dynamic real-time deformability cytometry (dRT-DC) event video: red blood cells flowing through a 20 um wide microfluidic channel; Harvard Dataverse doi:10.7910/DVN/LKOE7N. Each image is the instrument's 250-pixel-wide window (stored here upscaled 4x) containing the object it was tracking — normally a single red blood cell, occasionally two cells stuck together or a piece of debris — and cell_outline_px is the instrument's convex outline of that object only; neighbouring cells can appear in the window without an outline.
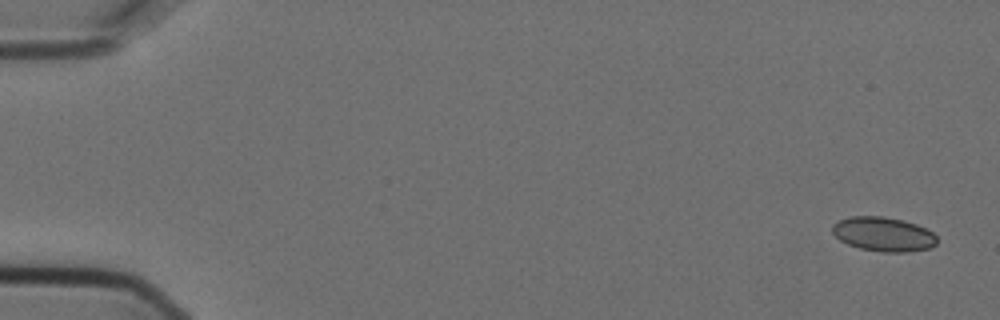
{"species": "Egyptian fruit bat (a non-hibernating species)", "species_latin": "Rousettus aegyptiacus", "temperature_condition": "cold", "stored_images_in_passage": 5, "camera_frame_rate_fps": 3000, "um_per_image_px": 0.085, "animal": {"sex": "female"}, "frame": {"image": 1, "passage_image": 1, "time_ms": 0.0, "image_size_px": [1000, 320], "cell_outline_px": [[936, 244], [928, 248], [904, 252], [884, 252], [860, 248], [848, 244], [840, 240], [832, 232], [832, 224], [848, 216], [884, 216], [904, 220], [916, 224], [932, 232], [936, 236]], "centroid_in_image_um": [75.06, 19.89], "position_along_channel_um": 9.9, "area_um2": 20.81}}
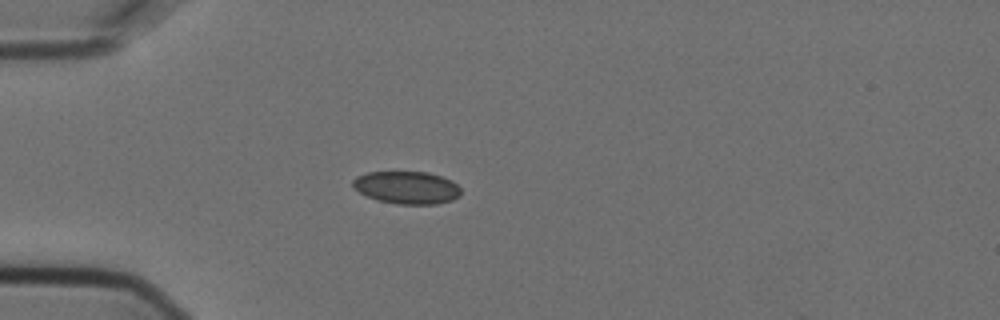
{"frame": {"image": 2, "passage_image": 5, "time_ms": 1.333, "image_size_px": [1000, 320], "cell_outline_px": [[460, 196], [452, 200], [436, 204], [396, 204], [376, 200], [352, 188], [352, 180], [356, 176], [368, 172], [428, 172], [452, 180], [460, 188]], "centroid_in_image_um": [34.56, 15.94], "position_along_channel_um": 50.4, "area_um2": 20.63}}